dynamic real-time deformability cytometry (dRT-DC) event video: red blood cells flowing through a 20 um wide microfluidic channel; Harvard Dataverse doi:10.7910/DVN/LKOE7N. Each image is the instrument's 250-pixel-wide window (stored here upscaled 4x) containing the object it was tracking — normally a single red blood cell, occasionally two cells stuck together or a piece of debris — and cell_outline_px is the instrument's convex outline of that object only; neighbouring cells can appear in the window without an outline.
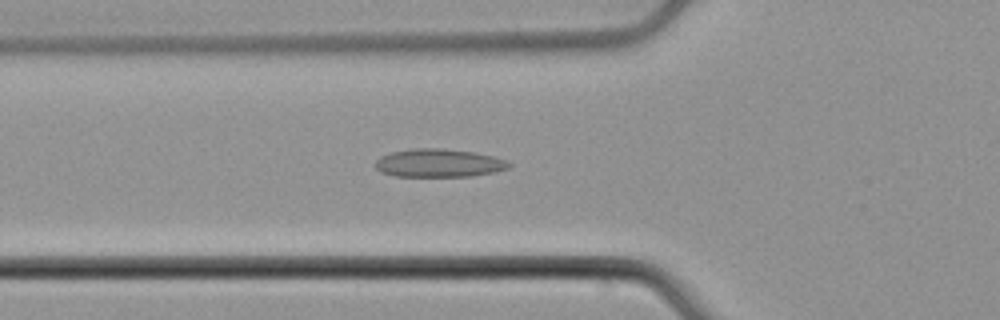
{"species": "common noctule bat (a hibernating species)", "species_latin": "Nyctalus noctula", "temperature_condition": "cold", "stored_images_in_passage": 53, "camera_frame_rate_fps": 3000, "um_per_image_px": 0.085, "animal": {"sex": "male", "body_mass_g": 21.5, "forearm_length_mm": 52.0}, "frame": {"image": 1, "passage_image": 19, "time_ms": 6.0, "image_size_px": [1000, 320], "cell_outline_px": [[512, 164], [508, 168], [492, 172], [472, 176], [396, 176], [380, 172], [376, 168], [376, 160], [380, 156], [392, 152], [412, 148], [440, 148], [472, 152], [492, 156], [504, 160]], "centroid_in_image_um": [37.26, 13.86], "position_along_channel_um": 88.5, "area_um2": 21.73}}
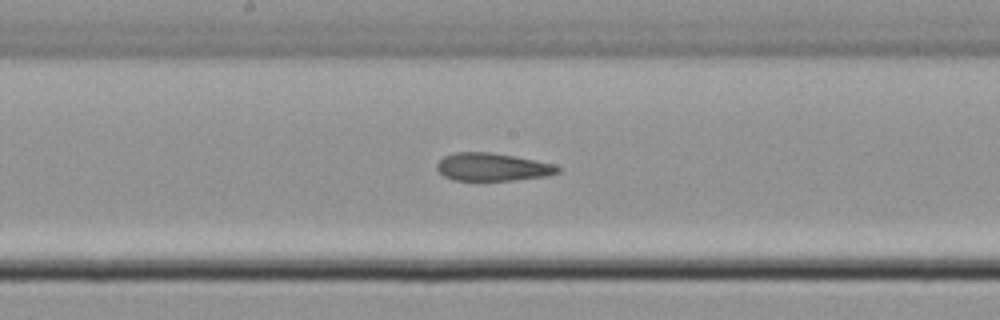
{"frame": {"image": 2, "passage_image": 28, "time_ms": 9.0, "image_size_px": [1000, 320], "cell_outline_px": [[560, 172], [548, 176], [516, 180], [452, 180], [444, 176], [436, 168], [436, 164], [444, 156], [456, 152], [488, 152], [512, 156], [552, 164], [560, 168]], "centroid_in_image_um": [41.83, 14.2], "position_along_channel_um": 206.4, "area_um2": 19.42}}
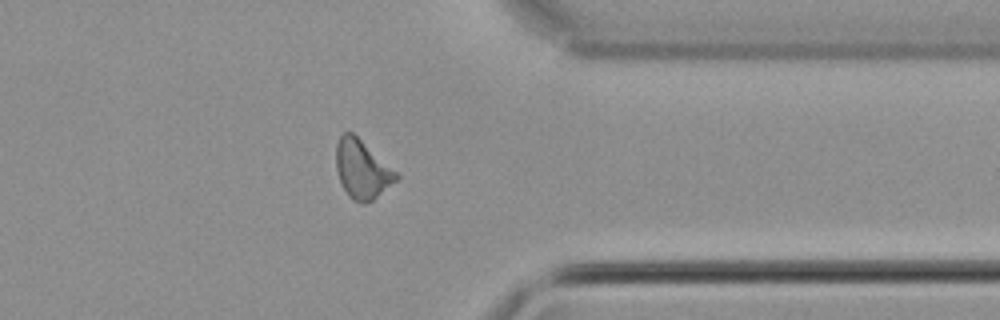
{"frame": {"image": 3, "passage_image": 42, "time_ms": 13.667, "image_size_px": [1000, 320], "cell_outline_px": [[400, 176], [396, 180], [372, 200], [364, 204], [360, 204], [352, 200], [348, 196], [340, 180], [336, 168], [336, 144], [340, 136], [344, 132], [352, 132], [396, 172]], "centroid_in_image_um": [30.74, 14.41], "position_along_channel_um": 380.7, "area_um2": 20.06}, "authors_computed_cell_mechanics": {"area_um2": 20.519, "velocity_mm_per_s": 3.9164, "shape_relaxation_time_tau1_ms": null, "shape_relaxation_time_tau2_ms": 2.8222, "deformation_change_tau1": null, "deformation_change_tau2": 0.1058}}